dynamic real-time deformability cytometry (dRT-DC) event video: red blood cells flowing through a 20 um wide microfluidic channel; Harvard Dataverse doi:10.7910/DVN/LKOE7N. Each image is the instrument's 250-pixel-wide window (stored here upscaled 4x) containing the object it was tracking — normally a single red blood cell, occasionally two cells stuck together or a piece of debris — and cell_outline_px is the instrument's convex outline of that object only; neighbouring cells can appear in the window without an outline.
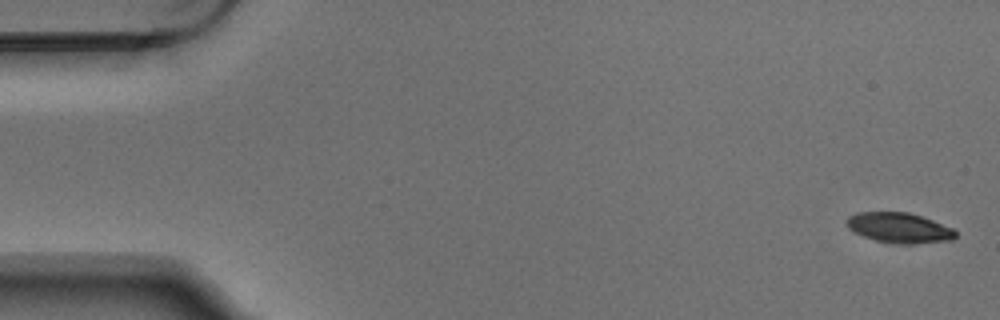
{"species": "Egyptian fruit bat (a non-hibernating species)", "species_latin": "Rousettus aegyptiacus", "temperature_condition": "warm", "stored_images_in_passage": 4, "camera_frame_rate_fps": 3000, "um_per_image_px": 0.085, "animal": {"sex": "male"}, "frame": {"image": 1, "passage_image": 1, "time_ms": 0.0, "image_size_px": [1000, 320], "cell_outline_px": [[956, 236], [952, 240], [912, 244], [900, 244], [876, 240], [852, 232], [844, 224], [848, 216], [856, 212], [908, 212], [932, 220], [952, 228], [956, 232]], "centroid_in_image_um": [76.38, 19.36], "position_along_channel_um": 8.6, "area_um2": 19.19}}
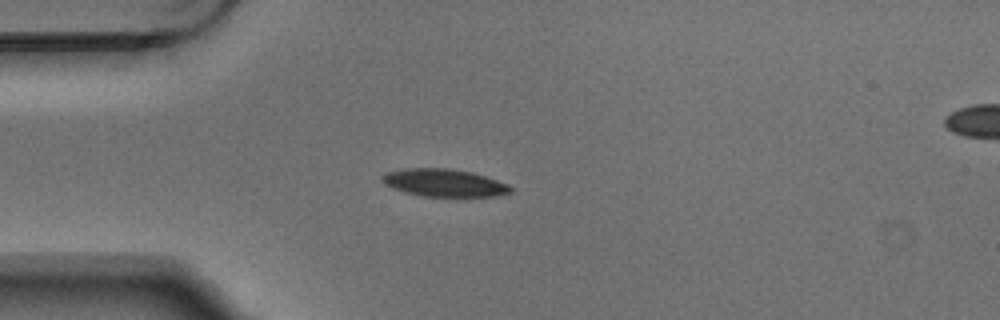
{"frame": {"image": 2, "passage_image": 4, "time_ms": 1.0, "image_size_px": [1000, 320], "cell_outline_px": [[512, 192], [496, 196], [424, 196], [404, 192], [392, 188], [384, 184], [380, 180], [388, 172], [404, 168], [452, 168], [472, 172], [508, 184], [512, 188]], "centroid_in_image_um": [37.74, 15.53], "position_along_channel_um": 47.3, "area_um2": 20.58}}